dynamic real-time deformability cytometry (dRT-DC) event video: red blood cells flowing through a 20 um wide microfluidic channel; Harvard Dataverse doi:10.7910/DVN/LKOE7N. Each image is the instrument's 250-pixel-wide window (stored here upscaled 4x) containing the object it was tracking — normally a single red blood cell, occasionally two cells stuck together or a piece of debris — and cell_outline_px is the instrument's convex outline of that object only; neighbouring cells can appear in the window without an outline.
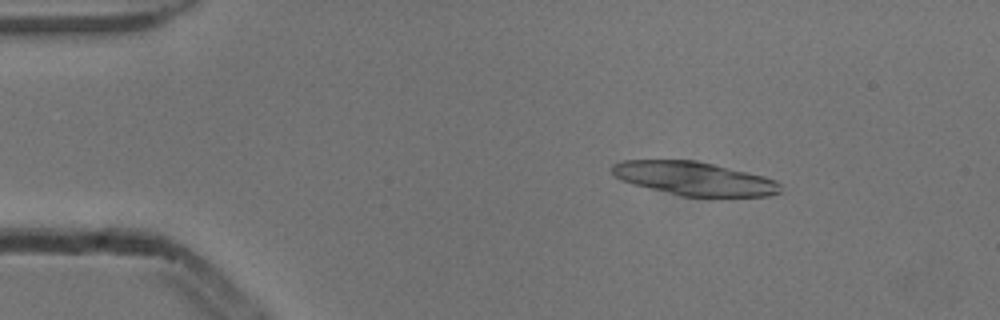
{"species": "common noctule bat (a hibernating species)", "species_latin": "Nyctalus noctula", "temperature_condition": "cold", "stored_images_in_passage": 52, "segment_of_instrument_passage": [1, 2], "camera_frame_rate_fps": 3000, "um_per_image_px": 0.085, "animal": {"sex": "male", "body_mass_g": 13.3}, "frame": {"image": 1, "passage_image": 7, "time_ms": 2.0, "image_size_px": [1000, 320], "cell_outline_px": [[780, 192], [768, 196], [684, 196], [632, 184], [616, 176], [612, 172], [612, 164], [624, 160], [696, 160], [764, 176], [776, 180], [780, 184]], "centroid_in_image_um": [59.02, 15.17], "position_along_channel_um": 26.0, "area_um2": 32.48}}